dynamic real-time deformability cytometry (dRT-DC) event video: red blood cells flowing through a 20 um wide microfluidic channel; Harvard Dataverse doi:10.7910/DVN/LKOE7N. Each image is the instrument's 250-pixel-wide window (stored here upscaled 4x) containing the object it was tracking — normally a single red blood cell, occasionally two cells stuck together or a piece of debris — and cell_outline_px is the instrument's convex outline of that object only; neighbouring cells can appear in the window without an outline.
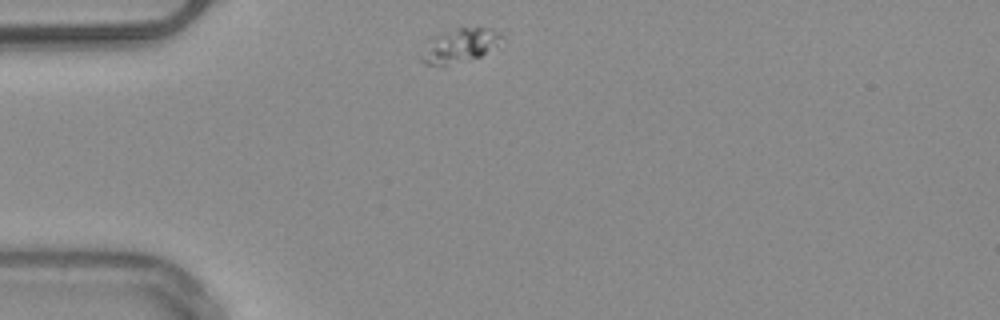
{"species": "common noctule bat (a hibernating species)", "species_latin": "Nyctalus noctula", "temperature_condition": "warm", "stored_images_in_passage": 41, "camera_frame_rate_fps": 3000, "um_per_image_px": 0.085, "animal": {"sex": "male", "body_mass_g": 20.4}, "frame": {"image": 1, "passage_image": 1, "time_ms": 0.0, "image_size_px": [1000, 320], "cell_outline_px": [[504, 40], [480, 56], [444, 64], [424, 64], [420, 60], [420, 56], [424, 40], [428, 36], [456, 28], [488, 28], [504, 36]], "centroid_in_image_um": [38.97, 3.83], "position_along_channel_um": 46.0, "area_um2": 15.84}}
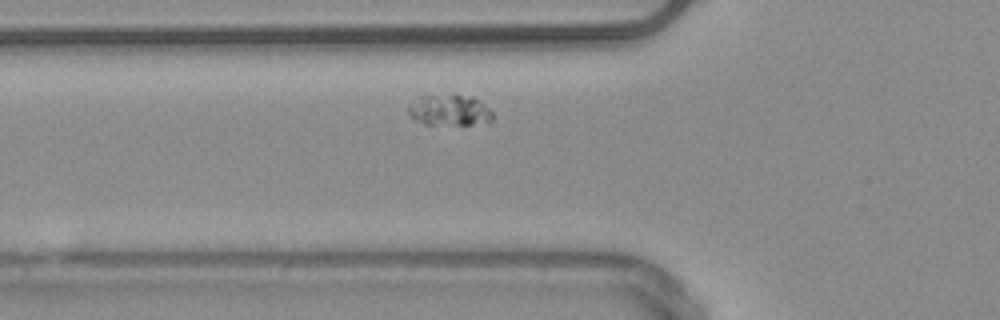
{"frame": {"image": 2, "passage_image": 6, "time_ms": 1.667, "image_size_px": [1000, 320], "cell_outline_px": [[492, 120], [472, 124], [424, 124], [416, 120], [408, 112], [408, 104], [416, 96], [452, 92], [456, 92], [472, 96], [480, 100], [492, 112]], "centroid_in_image_um": [38.16, 9.29], "position_along_channel_um": 87.6, "area_um2": 15.78}}
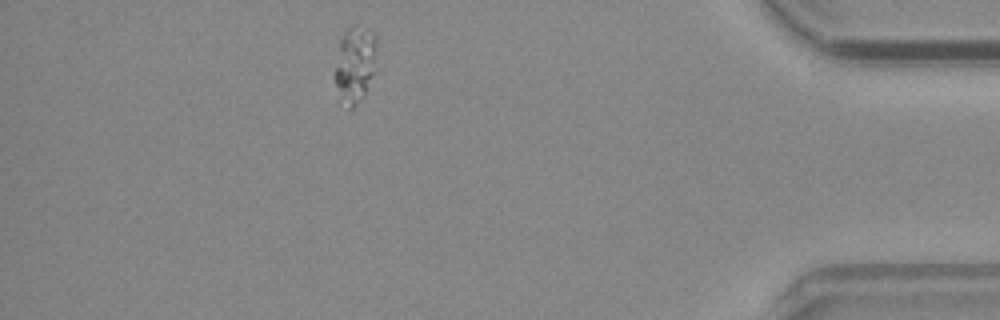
{"frame": {"image": 3, "passage_image": 35, "time_ms": 11.333, "image_size_px": [1000, 320], "cell_outline_px": [[376, 52], [372, 72], [364, 96], [352, 108], [348, 108], [336, 84], [336, 68], [340, 40], [344, 32], [352, 24], [376, 36]], "centroid_in_image_um": [30.18, 5.43], "position_along_channel_um": 405.0, "area_um2": 17.51}}